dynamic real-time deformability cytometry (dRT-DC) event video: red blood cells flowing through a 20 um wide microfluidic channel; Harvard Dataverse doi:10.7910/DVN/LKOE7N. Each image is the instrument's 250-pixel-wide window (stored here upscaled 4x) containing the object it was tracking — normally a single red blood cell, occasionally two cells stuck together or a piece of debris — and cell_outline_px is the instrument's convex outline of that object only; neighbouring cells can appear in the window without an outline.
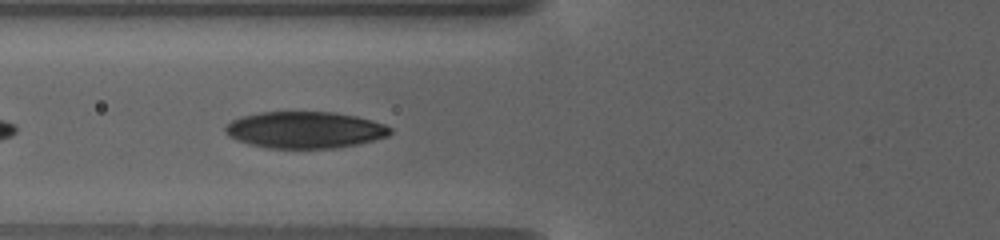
{"species": "human", "species_latin": "Homo sapiens", "temperature_condition": "warm", "stored_images_in_passage": 40, "camera_frame_rate_fps": 3000, "um_per_image_px": 0.085, "donor": {"sex": "female"}, "frame": {"image": 1, "passage_image": 13, "time_ms": 2.0, "image_size_px": [1000, 240], "cell_outline_px": [[392, 132], [388, 136], [360, 144], [340, 148], [268, 148], [248, 144], [236, 140], [228, 136], [224, 132], [224, 128], [232, 120], [244, 116], [260, 112], [332, 112], [356, 116], [372, 120], [384, 124], [392, 128]], "centroid_in_image_um": [25.93, 11.05], "position_along_channel_um": 99.9, "area_um2": 35.43}}
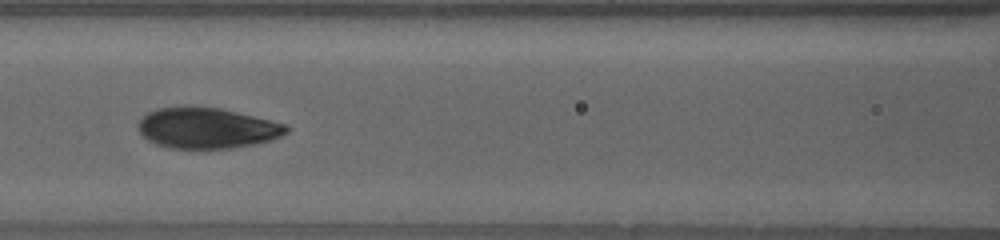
{"frame": {"image": 2, "passage_image": 27, "time_ms": 3.667, "image_size_px": [1000, 240], "cell_outline_px": [[288, 132], [272, 140], [256, 144], [232, 148], [168, 148], [156, 144], [148, 140], [140, 132], [140, 120], [148, 112], [160, 108], [192, 104], [220, 108], [284, 124], [288, 128]], "centroid_in_image_um": [17.57, 10.87], "position_along_channel_um": 149.0, "area_um2": 35.14}}